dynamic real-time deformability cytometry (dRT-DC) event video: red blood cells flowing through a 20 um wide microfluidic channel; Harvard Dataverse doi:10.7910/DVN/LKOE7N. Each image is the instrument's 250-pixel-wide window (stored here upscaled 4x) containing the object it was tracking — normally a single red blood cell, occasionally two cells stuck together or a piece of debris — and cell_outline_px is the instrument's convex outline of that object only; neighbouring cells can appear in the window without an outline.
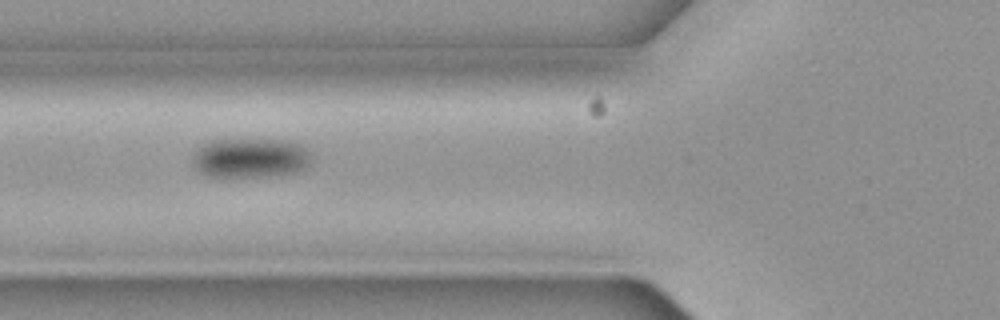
{"species": "common noctule bat (a hibernating species)", "species_latin": "Nyctalus noctula", "temperature_condition": "cold", "stored_images_in_passage": 7, "camera_frame_rate_fps": 3000, "um_per_image_px": 0.085, "animal": {"sex": "female", "body_mass_g": 19.3, "forearm_length_mm": 54.1}, "frame": {"image": 1, "passage_image": 2, "time_ms": 0.333, "image_size_px": [1000, 320], "cell_outline_px": [[308, 164], [304, 168], [296, 172], [276, 176], [208, 176], [192, 168], [192, 152], [204, 144], [212, 140], [280, 140], [300, 144], [308, 152]], "centroid_in_image_um": [21.2, 13.44], "position_along_channel_um": 104.6, "area_um2": 27.22}}
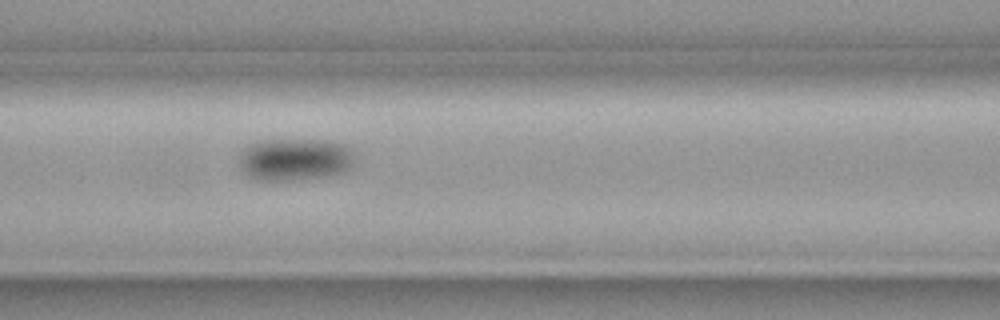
{"frame": {"image": 2, "passage_image": 3, "time_ms": 0.667, "image_size_px": [1000, 320], "cell_outline_px": [[356, 160], [352, 168], [340, 172], [324, 176], [284, 180], [260, 180], [248, 176], [240, 168], [240, 156], [252, 144], [260, 140], [328, 140], [344, 144], [352, 148], [356, 156]], "centroid_in_image_um": [25.15, 13.53], "position_along_channel_um": 141.5, "area_um2": 28.38}}